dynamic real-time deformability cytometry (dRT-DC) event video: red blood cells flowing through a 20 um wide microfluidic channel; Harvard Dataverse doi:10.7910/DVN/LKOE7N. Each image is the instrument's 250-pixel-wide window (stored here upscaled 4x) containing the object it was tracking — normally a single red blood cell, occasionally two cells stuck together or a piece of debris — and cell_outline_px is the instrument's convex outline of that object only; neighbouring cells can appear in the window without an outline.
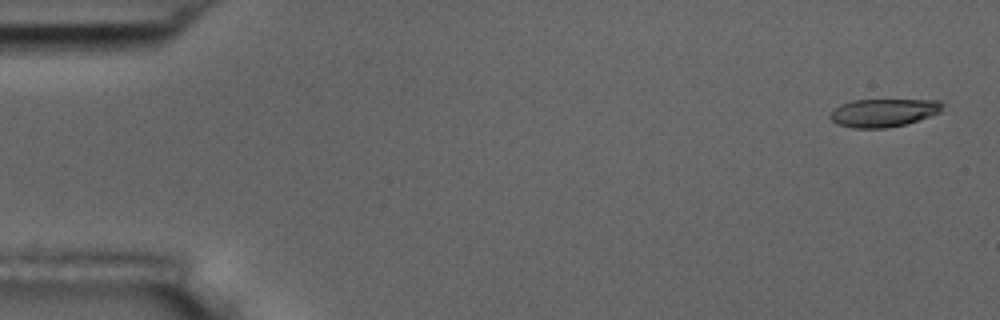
{"species": "common noctule bat (a hibernating species)", "species_latin": "Nyctalus noctula", "temperature_condition": "room temperature", "stored_images_in_passage": 6, "camera_frame_rate_fps": 3000, "um_per_image_px": 0.085, "animal": {"sex": "male", "body_mass_g": 17.5, "forearm_length_mm": 52.3}, "frame": {"image": 1, "passage_image": 1, "time_ms": 0.0, "image_size_px": [1000, 320], "cell_outline_px": [[944, 104], [940, 112], [904, 124], [888, 128], [852, 128], [836, 124], [828, 116], [832, 108], [840, 104], [852, 100], [940, 100]], "centroid_in_image_um": [75.03, 9.57], "position_along_channel_um": 10.0, "area_um2": 18.44}}
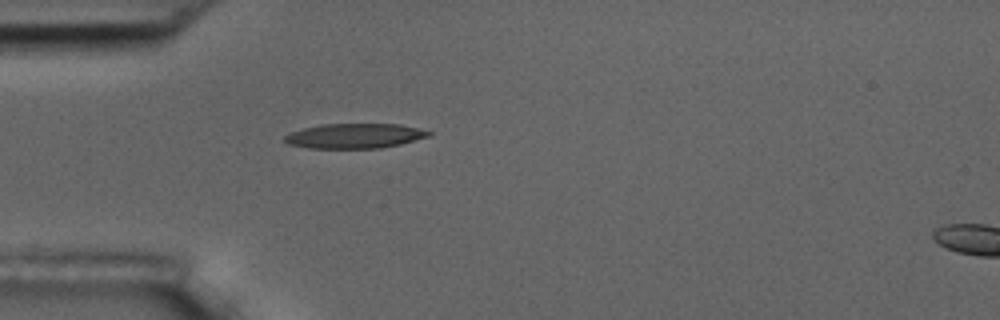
{"frame": {"image": 2, "passage_image": 5, "time_ms": 4.667, "image_size_px": [1000, 320], "cell_outline_px": [[432, 136], [400, 144], [380, 148], [308, 148], [288, 144], [284, 140], [284, 136], [292, 132], [304, 128], [320, 124], [400, 124], [432, 132]], "centroid_in_image_um": [30.16, 11.55], "position_along_channel_um": 54.8, "area_um2": 20.81}}